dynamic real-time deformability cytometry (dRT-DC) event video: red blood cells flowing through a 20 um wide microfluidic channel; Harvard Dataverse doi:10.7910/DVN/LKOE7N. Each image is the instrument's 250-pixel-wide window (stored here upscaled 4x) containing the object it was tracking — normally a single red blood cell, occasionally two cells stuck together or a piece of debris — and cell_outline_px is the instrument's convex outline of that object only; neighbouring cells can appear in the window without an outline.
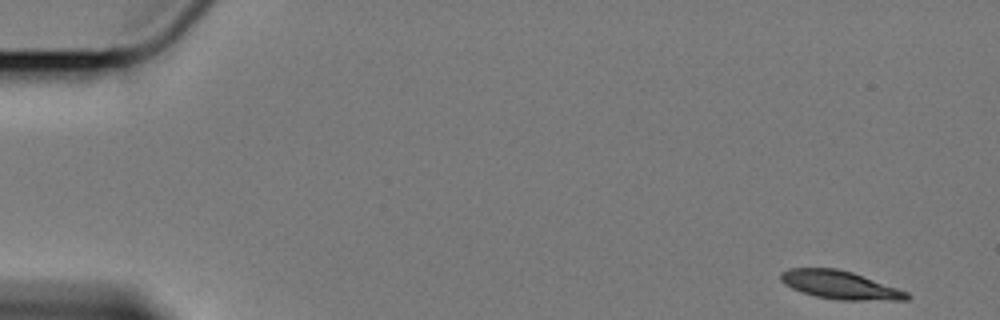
{"species": "Egyptian fruit bat (a non-hibernating species)", "species_latin": "Rousettus aegyptiacus", "temperature_condition": "cold", "stored_images_in_passage": 58, "segment_of_instrument_passage": [1, 2], "camera_frame_rate_fps": 3000, "um_per_image_px": 0.085, "animal": {"sex": "female"}, "frame": {"image": 1, "passage_image": 1, "time_ms": 0.0, "image_size_px": [1000, 320], "cell_outline_px": [[912, 296], [908, 300], [840, 300], [816, 296], [800, 292], [784, 284], [780, 280], [780, 272], [788, 268], [836, 268], [852, 272], [908, 292]], "centroid_in_image_um": [71.37, 24.22], "position_along_channel_um": 13.6, "area_um2": 20.75}}
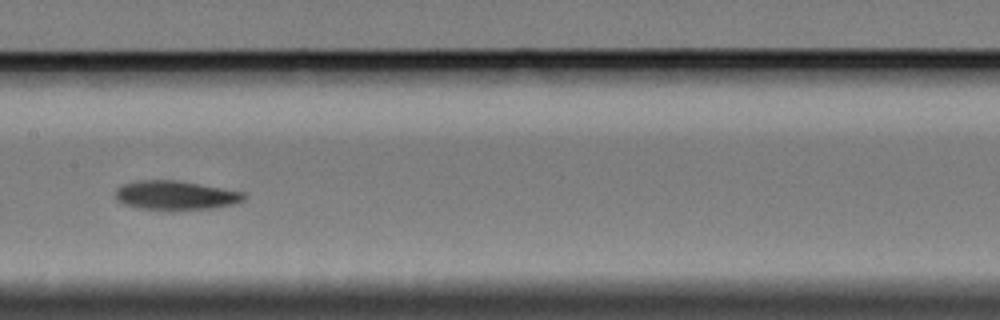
{"frame": {"image": 2, "passage_image": 28, "time_ms": 9.0, "image_size_px": [1000, 320], "cell_outline_px": [[248, 196], [240, 204], [216, 208], [180, 212], [172, 212], [140, 208], [124, 204], [116, 200], [116, 188], [124, 184], [136, 180], [176, 180], [244, 192]], "centroid_in_image_um": [14.99, 16.65], "position_along_channel_um": 192.4, "area_um2": 22.66}}
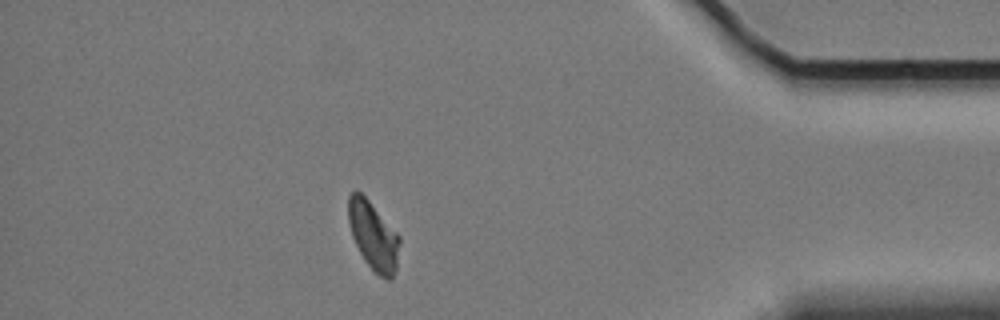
{"frame": {"image": 3, "passage_image": 50, "time_ms": 16.333, "image_size_px": [1000, 320], "cell_outline_px": [[400, 244], [396, 268], [392, 280], [388, 280], [380, 276], [364, 260], [352, 236], [348, 220], [348, 196], [352, 192], [360, 192], [368, 200], [400, 236]], "centroid_in_image_um": [31.74, 20.05], "position_along_channel_um": 403.5, "area_um2": 20.11}}